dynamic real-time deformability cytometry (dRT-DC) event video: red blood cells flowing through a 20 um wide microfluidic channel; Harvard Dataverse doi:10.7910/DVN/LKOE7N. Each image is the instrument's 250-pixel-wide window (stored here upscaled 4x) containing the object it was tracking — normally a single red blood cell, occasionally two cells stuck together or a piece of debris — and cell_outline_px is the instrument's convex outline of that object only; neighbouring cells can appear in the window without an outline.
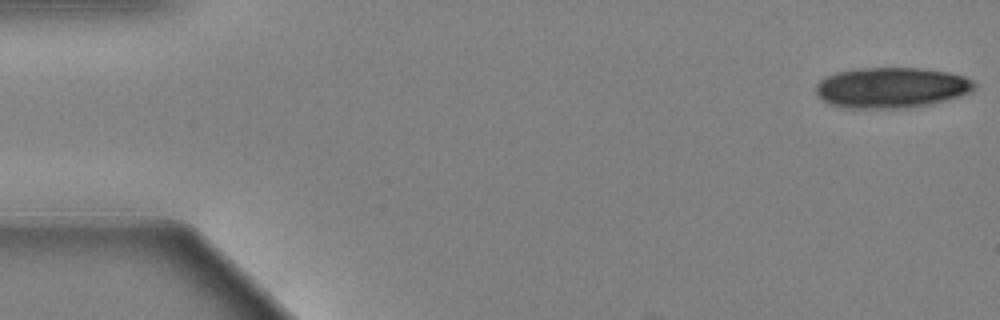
{"species": "Egyptian fruit bat (a non-hibernating species)", "species_latin": "Rousettus aegyptiacus", "temperature_condition": "warm", "stored_images_in_passage": 20, "camera_frame_rate_fps": 3000, "um_per_image_px": 0.085, "animal": {"sex": "female"}, "frame": {"image": 1, "passage_image": 1, "time_ms": 0.0, "image_size_px": [1000, 320], "cell_outline_px": [[980, 84], [972, 92], [960, 96], [928, 104], [904, 108], [844, 108], [828, 104], [820, 100], [816, 96], [816, 84], [820, 80], [836, 72], [860, 68], [920, 68], [948, 72], [964, 76]], "centroid_in_image_um": [75.77, 7.45], "position_along_channel_um": 9.2, "area_um2": 37.8}}